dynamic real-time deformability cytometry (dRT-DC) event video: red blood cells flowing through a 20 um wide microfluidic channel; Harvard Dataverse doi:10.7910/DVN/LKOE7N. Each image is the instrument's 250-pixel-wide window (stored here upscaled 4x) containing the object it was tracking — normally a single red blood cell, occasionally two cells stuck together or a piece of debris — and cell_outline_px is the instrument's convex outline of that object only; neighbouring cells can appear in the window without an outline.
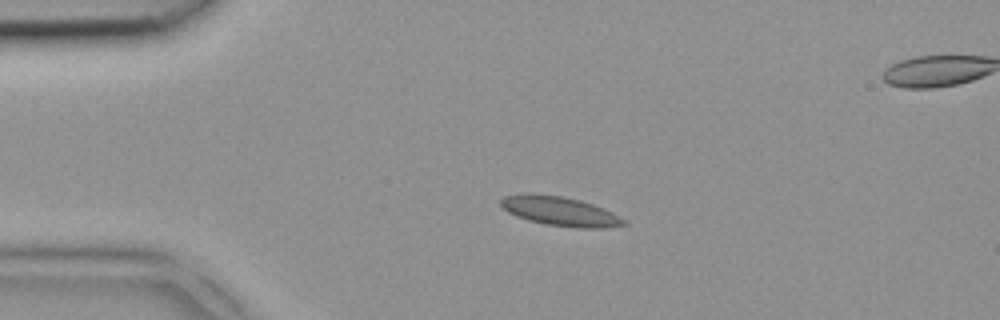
{"species": "common noctule bat (a hibernating species)", "species_latin": "Nyctalus noctula", "temperature_condition": "room temperature", "stored_images_in_passage": 3, "segment_of_instrument_passage": [1, 2], "camera_frame_rate_fps": 3000, "um_per_image_px": 0.085, "animal": {"sex": "female", "body_mass_g": 18.4}, "frame": {"image": 1, "passage_image": 1, "time_ms": 0.0, "image_size_px": [1000, 320], "cell_outline_px": [[628, 224], [604, 228], [580, 228], [544, 224], [528, 220], [516, 216], [508, 212], [500, 204], [500, 200], [504, 196], [528, 192], [532, 192], [560, 196], [580, 200], [604, 208], [628, 220]], "centroid_in_image_um": [47.61, 17.95], "position_along_channel_um": 37.4, "area_um2": 21.21}}